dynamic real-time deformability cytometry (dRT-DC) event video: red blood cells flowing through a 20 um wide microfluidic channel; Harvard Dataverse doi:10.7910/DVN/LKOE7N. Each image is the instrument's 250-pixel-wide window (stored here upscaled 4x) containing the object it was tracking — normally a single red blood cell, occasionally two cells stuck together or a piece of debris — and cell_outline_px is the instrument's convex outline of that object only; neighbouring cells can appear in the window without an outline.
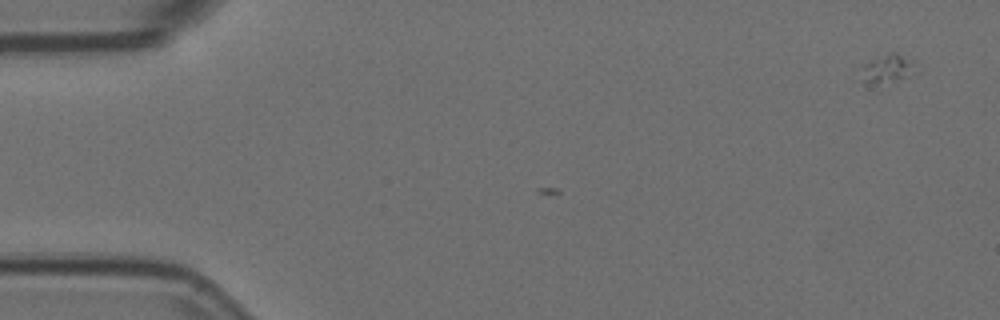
{"species": "Egyptian fruit bat (a non-hibernating species)", "species_latin": "Rousettus aegyptiacus", "temperature_condition": "room temperature", "stored_images_in_passage": 2, "camera_frame_rate_fps": 3000, "um_per_image_px": 0.085, "animal": {"sex": "female"}, "frame": {"image": 1, "passage_image": 2, "time_ms": 0.333, "image_size_px": [1000, 320], "cell_outline_px": [[920, 72], [880, 92], [860, 80], [864, 68], [868, 60], [888, 52], [896, 52]], "centroid_in_image_um": [75.39, 6.05], "position_along_channel_um": 9.6, "area_um2": 10.29}}